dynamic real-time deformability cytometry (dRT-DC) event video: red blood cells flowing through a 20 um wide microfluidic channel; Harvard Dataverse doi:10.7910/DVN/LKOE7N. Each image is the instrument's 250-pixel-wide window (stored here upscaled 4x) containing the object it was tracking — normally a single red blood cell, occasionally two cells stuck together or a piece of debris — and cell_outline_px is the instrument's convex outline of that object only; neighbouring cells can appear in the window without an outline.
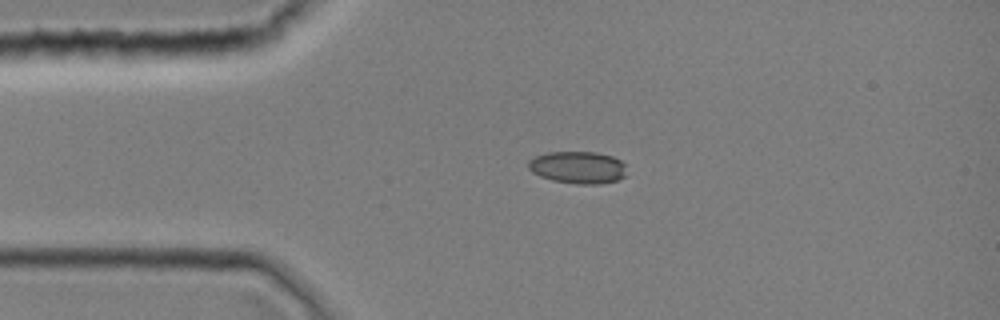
{"species": "common noctule bat (a hibernating species)", "species_latin": "Nyctalus noctula", "temperature_condition": "room temperature", "stored_images_in_passage": 31, "camera_frame_rate_fps": 3000, "um_per_image_px": 0.085, "animal": {"sex": "female", "body_mass_g": 19.0, "forearm_length_mm": 51.5}, "frame": {"image": 1, "passage_image": 1, "time_ms": 0.0, "image_size_px": [1000, 320], "cell_outline_px": [[624, 176], [616, 180], [600, 184], [576, 184], [552, 180], [540, 176], [532, 172], [528, 168], [528, 160], [536, 156], [548, 152], [596, 152], [612, 156], [620, 160], [624, 164]], "centroid_in_image_um": [49.09, 14.23], "position_along_channel_um": 35.9, "area_um2": 18.38}}
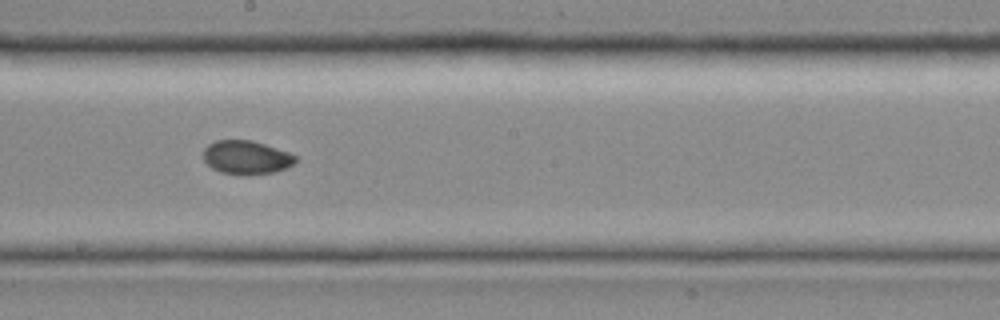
{"frame": {"image": 2, "passage_image": 14, "time_ms": 4.333, "image_size_px": [1000, 320], "cell_outline_px": [[300, 160], [276, 172], [244, 176], [220, 172], [212, 168], [204, 160], [204, 148], [208, 144], [216, 140], [252, 140], [288, 152], [296, 156]], "centroid_in_image_um": [20.94, 13.39], "position_along_channel_um": 227.3, "area_um2": 18.21}}
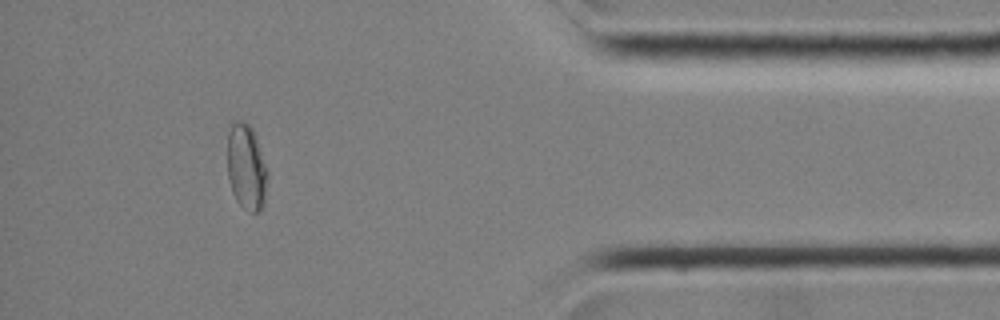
{"frame": {"image": 3, "passage_image": 27, "time_ms": 8.667, "image_size_px": [1000, 320], "cell_outline_px": [[268, 176], [264, 204], [260, 212], [252, 212], [240, 204], [236, 200], [232, 192], [228, 176], [228, 132], [232, 120], [244, 120], [252, 128], [256, 136], [268, 172]], "centroid_in_image_um": [20.95, 14.18], "position_along_channel_um": 414.3, "area_um2": 20.23}}